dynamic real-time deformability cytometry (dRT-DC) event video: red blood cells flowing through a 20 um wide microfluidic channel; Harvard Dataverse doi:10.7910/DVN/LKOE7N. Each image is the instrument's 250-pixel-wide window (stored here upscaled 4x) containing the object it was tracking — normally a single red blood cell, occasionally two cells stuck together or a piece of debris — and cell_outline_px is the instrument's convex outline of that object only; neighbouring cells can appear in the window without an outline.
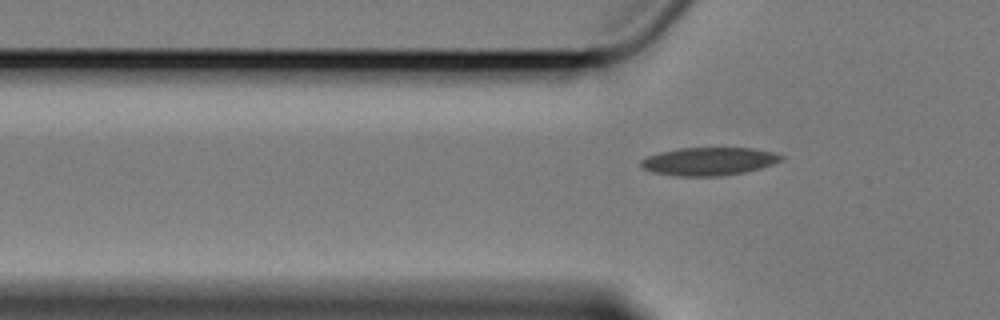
{"species": "Egyptian fruit bat (a non-hibernating species)", "species_latin": "Rousettus aegyptiacus", "temperature_condition": "cold", "stored_images_in_passage": 3, "camera_frame_rate_fps": 3000, "um_per_image_px": 0.085, "animal": {"sex": "female"}, "frame": {"image": 1, "passage_image": 3, "time_ms": 2.333, "image_size_px": [1000, 320], "cell_outline_px": [[784, 160], [760, 168], [744, 172], [724, 176], [676, 176], [652, 172], [644, 168], [640, 164], [640, 160], [648, 156], [660, 152], [680, 148], [752, 148], [772, 152], [784, 156]], "centroid_in_image_um": [60.26, 13.72], "position_along_channel_um": 65.5, "area_um2": 22.89}}